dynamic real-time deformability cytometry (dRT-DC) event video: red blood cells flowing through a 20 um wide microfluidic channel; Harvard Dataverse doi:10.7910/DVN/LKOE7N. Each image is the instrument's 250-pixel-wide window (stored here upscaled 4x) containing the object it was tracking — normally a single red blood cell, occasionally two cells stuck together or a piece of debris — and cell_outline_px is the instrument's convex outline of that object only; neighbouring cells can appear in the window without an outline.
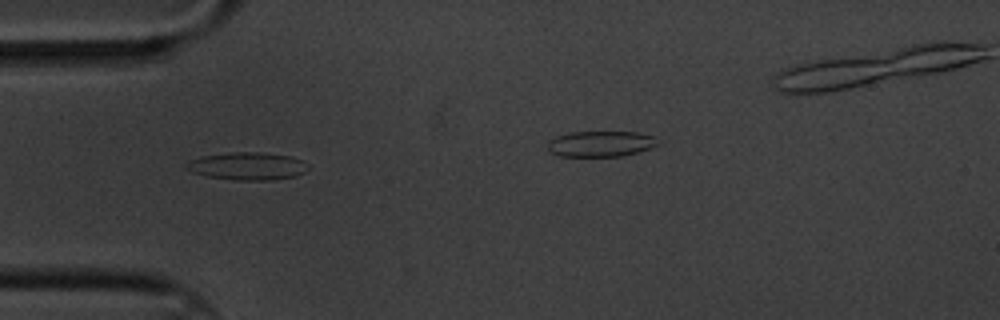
{"species": "common noctule bat (a hibernating species)", "species_latin": "Nyctalus noctula", "temperature_condition": "cold", "stored_images_in_passage": 3, "camera_frame_rate_fps": 3000, "um_per_image_px": 0.085, "animal": {"sex": "male", "body_mass_g": 20.1, "forearm_length_mm": 53.5}, "frame": {"image": 1, "passage_image": 1, "time_ms": 0.0, "image_size_px": [1000, 320], "cell_outline_px": [[308, 168], [304, 172], [296, 176], [268, 180], [236, 180], [208, 176], [192, 172], [184, 168], [184, 164], [188, 160], [204, 156], [232, 152], [260, 152], [292, 156], [304, 160], [308, 164]], "centroid_in_image_um": [21.04, 14.11], "position_along_channel_um": 64.0, "area_um2": 19.71}}